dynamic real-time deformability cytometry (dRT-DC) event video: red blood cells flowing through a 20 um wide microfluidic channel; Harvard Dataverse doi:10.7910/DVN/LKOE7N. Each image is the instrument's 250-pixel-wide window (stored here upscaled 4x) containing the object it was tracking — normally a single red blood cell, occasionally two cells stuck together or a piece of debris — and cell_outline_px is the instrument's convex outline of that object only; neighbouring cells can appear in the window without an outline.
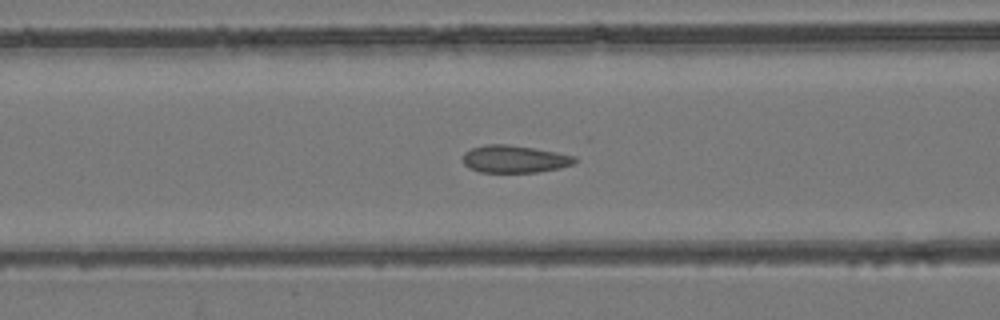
{"species": "common noctule bat (a hibernating species)", "species_latin": "Nyctalus noctula", "temperature_condition": "room temperature", "stored_images_in_passage": 37, "camera_frame_rate_fps": 3000, "um_per_image_px": 0.085, "animal": {"sex": "female", "body_mass_g": 24.6, "forearm_length_mm": 56.2}, "frame": {"image": 1, "passage_image": 13, "time_ms": 4.0, "image_size_px": [1000, 320], "cell_outline_px": [[580, 160], [572, 164], [560, 168], [536, 172], [480, 172], [468, 168], [464, 164], [464, 152], [472, 148], [484, 144], [508, 144], [556, 152], [576, 156]], "centroid_in_image_um": [43.74, 13.52], "position_along_channel_um": 122.9, "area_um2": 17.92}}
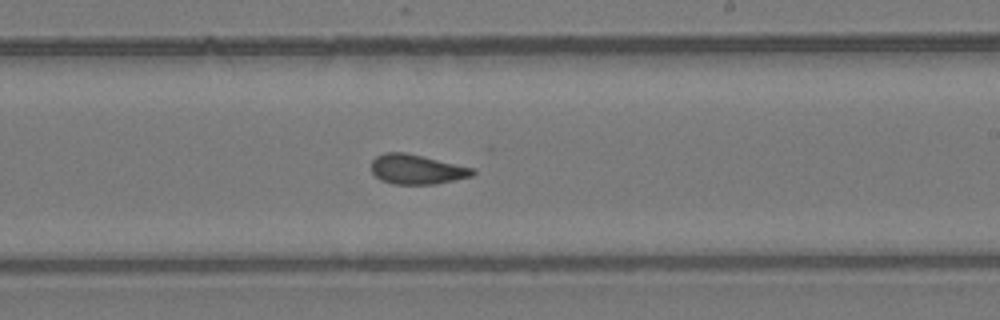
{"frame": {"image": 2, "passage_image": 23, "time_ms": 7.333, "image_size_px": [1000, 320], "cell_outline_px": [[476, 172], [472, 176], [436, 184], [392, 184], [380, 180], [372, 172], [372, 160], [376, 156], [384, 152], [404, 152], [476, 168]], "centroid_in_image_um": [35.44, 14.39], "position_along_channel_um": 253.6, "area_um2": 17.63}}
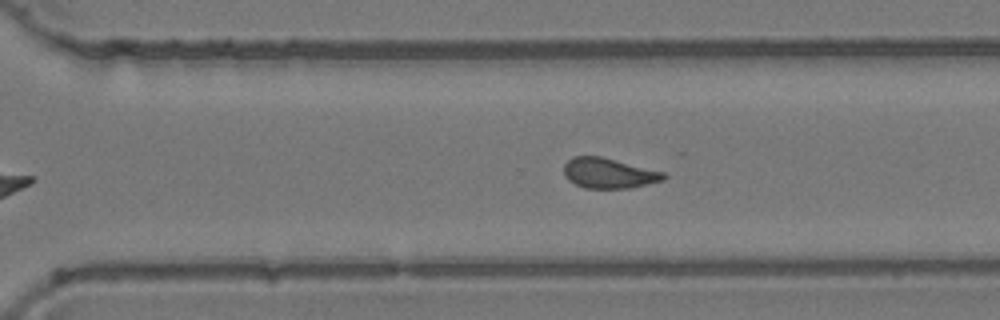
{"frame": {"image": 3, "passage_image": 28, "time_ms": 9.0, "image_size_px": [1000, 320], "cell_outline_px": [[668, 176], [664, 180], [632, 188], [584, 188], [568, 180], [564, 176], [564, 164], [572, 156], [600, 156], [664, 172]], "centroid_in_image_um": [51.74, 14.72], "position_along_channel_um": 318.9, "area_um2": 17.63}, "authors_computed_cell_mechanics": {"area_um2": 17.918, "velocity_mm_per_s": 3.9253, "shape_relaxation_time_tau1_ms": null, "shape_relaxation_time_tau2_ms": 0.965, "deformation_change_tau1": null, "deformation_change_tau2": 0.0584}}